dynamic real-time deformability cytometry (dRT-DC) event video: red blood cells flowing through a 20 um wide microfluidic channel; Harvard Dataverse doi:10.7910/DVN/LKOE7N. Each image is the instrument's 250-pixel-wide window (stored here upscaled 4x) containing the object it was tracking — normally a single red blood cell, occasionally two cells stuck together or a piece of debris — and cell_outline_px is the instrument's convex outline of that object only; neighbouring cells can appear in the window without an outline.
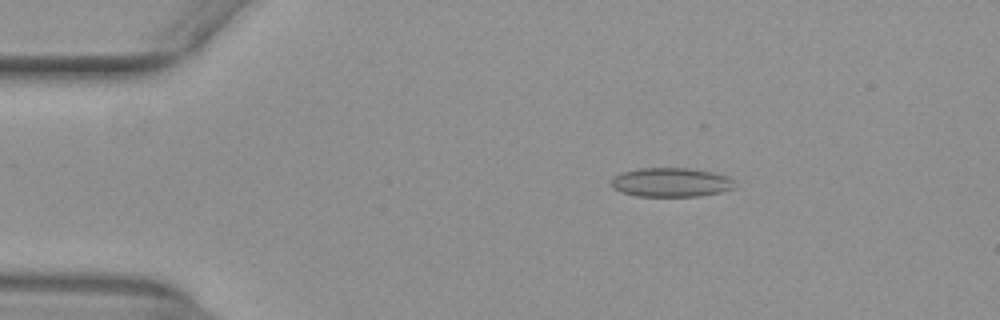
{"species": "common noctule bat (a hibernating species)", "species_latin": "Nyctalus noctula", "temperature_condition": "warm", "stored_images_in_passage": 44, "camera_frame_rate_fps": 3000, "um_per_image_px": 0.085, "animal": {"sex": "female", "body_mass_g": 29.2, "forearm_length_mm": 56.3}, "frame": {"image": 1, "passage_image": 1, "time_ms": 0.0, "image_size_px": [1000, 320], "cell_outline_px": [[736, 188], [720, 192], [700, 196], [636, 196], [620, 192], [612, 188], [612, 176], [620, 172], [636, 168], [692, 168], [712, 172], [728, 176], [736, 180]], "centroid_in_image_um": [57.04, 15.49], "position_along_channel_um": 28.0, "area_um2": 21.39}}
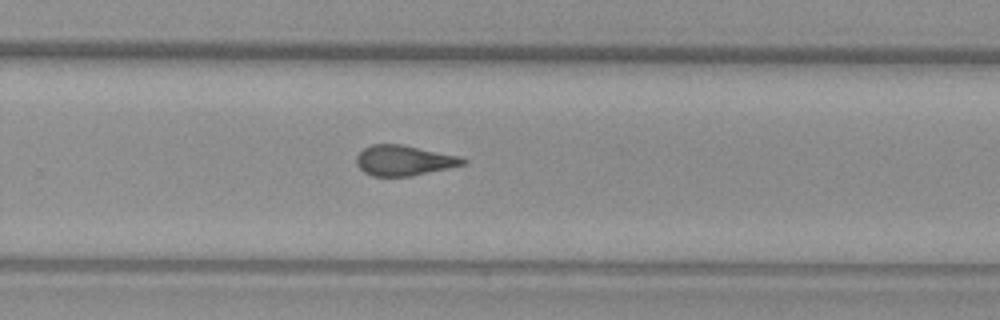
{"frame": {"image": 2, "passage_image": 26, "time_ms": 8.333, "image_size_px": [1000, 320], "cell_outline_px": [[468, 164], [412, 176], [372, 176], [364, 172], [356, 164], [356, 156], [364, 148], [372, 144], [400, 144], [460, 156], [468, 160]], "centroid_in_image_um": [34.36, 13.64], "position_along_channel_um": 295.4, "area_um2": 18.9}}
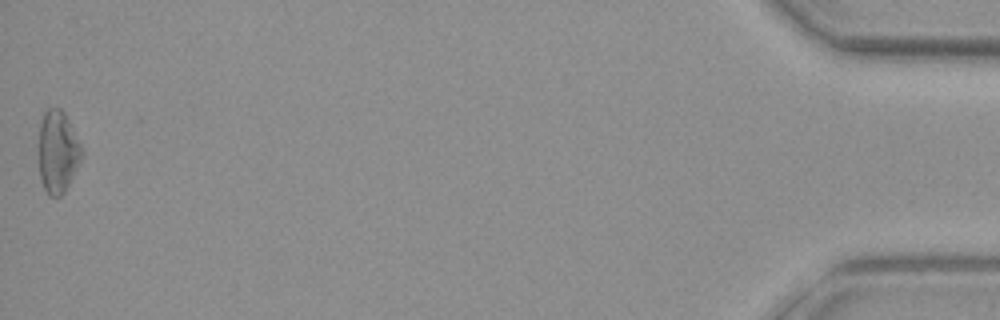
{"frame": {"image": 3, "passage_image": 44, "time_ms": 14.333, "image_size_px": [1000, 320], "cell_outline_px": [[84, 152], [64, 192], [60, 196], [48, 196], [40, 180], [40, 124], [44, 112], [48, 108], [60, 108], [64, 112]], "centroid_in_image_um": [4.9, 12.9], "position_along_channel_um": 430.3, "area_um2": 20.11}, "authors_computed_cell_mechanics": {"area_um2": 19.5364, "velocity_mm_per_s": 3.9557, "shape_relaxation_time_tau1_ms": null, "shape_relaxation_time_tau2_ms": 1.949, "deformation_change_tau1": null, "deformation_change_tau2": 0.0815}}